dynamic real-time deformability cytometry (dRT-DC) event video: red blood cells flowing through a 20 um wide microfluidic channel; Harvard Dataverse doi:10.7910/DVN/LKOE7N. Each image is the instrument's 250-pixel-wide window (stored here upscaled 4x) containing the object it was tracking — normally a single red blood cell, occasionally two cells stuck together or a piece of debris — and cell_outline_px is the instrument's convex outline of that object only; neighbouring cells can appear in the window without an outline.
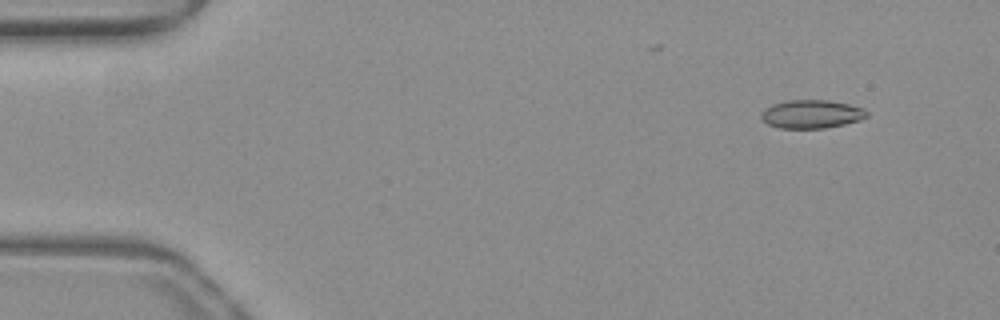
{"species": "common noctule bat (a hibernating species)", "species_latin": "Nyctalus noctula", "temperature_condition": "warm", "stored_images_in_passage": 52, "camera_frame_rate_fps": 3000, "um_per_image_px": 0.085, "animal": {"sex": "female", "body_mass_g": 19.3, "forearm_length_mm": 54.1}, "frame": {"image": 1, "passage_image": 5, "time_ms": 1.333, "image_size_px": [1000, 320], "cell_outline_px": [[868, 116], [860, 120], [844, 124], [824, 128], [780, 128], [768, 124], [760, 116], [764, 108], [772, 104], [788, 100], [828, 100], [848, 104], [864, 108], [868, 112]], "centroid_in_image_um": [68.99, 9.69], "position_along_channel_um": 16.0, "area_um2": 17.46}}
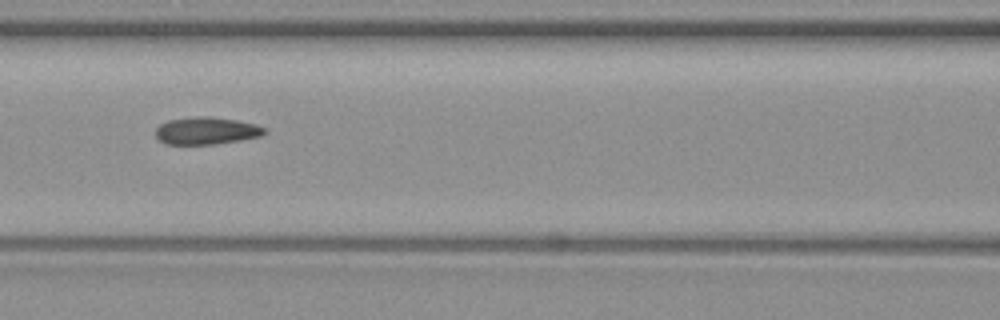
{"frame": {"image": 2, "passage_image": 23, "time_ms": 7.333, "image_size_px": [1000, 320], "cell_outline_px": [[268, 132], [260, 136], [240, 140], [212, 144], [164, 144], [156, 136], [156, 128], [160, 124], [168, 120], [196, 116], [208, 116], [236, 120], [256, 124], [268, 128]], "centroid_in_image_um": [17.57, 11.11], "position_along_channel_um": 149.0, "area_um2": 17.4}}
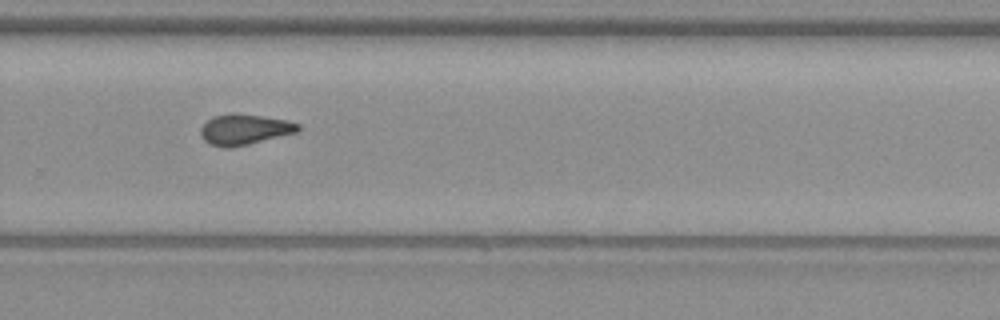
{"frame": {"image": 3, "passage_image": 35, "time_ms": 11.333, "image_size_px": [1000, 320], "cell_outline_px": [[300, 128], [296, 132], [232, 148], [224, 148], [208, 144], [200, 136], [200, 128], [212, 116], [232, 112], [288, 120], [300, 124]], "centroid_in_image_um": [20.73, 11.0], "position_along_channel_um": 309.1, "area_um2": 17.46}, "authors_computed_cell_mechanics": {"area_um2": 17.4556, "velocity_mm_per_s": 4.0036, "shape_relaxation_time_tau1_ms": null, "shape_relaxation_time_tau2_ms": 2.1364, "deformation_change_tau1": null, "deformation_change_tau2": 0.0809}}